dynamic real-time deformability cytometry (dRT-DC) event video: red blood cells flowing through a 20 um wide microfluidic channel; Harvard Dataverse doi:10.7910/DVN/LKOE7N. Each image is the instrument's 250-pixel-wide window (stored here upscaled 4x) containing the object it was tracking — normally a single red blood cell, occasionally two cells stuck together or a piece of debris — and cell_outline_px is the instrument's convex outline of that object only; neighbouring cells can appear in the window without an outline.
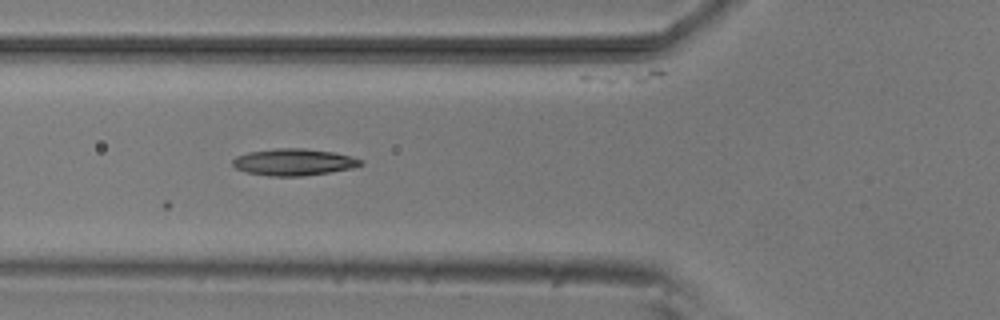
{"species": "common noctule bat (a hibernating species)", "species_latin": "Nyctalus noctula", "temperature_condition": "room temperature", "stored_images_in_passage": 26, "camera_frame_rate_fps": 3000, "um_per_image_px": 0.085, "animal": {"sex": "male", "body_mass_g": 20.5, "forearm_length_mm": 52.5}, "frame": {"image": 1, "passage_image": 5, "time_ms": 1.333, "image_size_px": [1000, 320], "cell_outline_px": [[364, 164], [352, 168], [328, 172], [300, 176], [268, 176], [244, 172], [236, 168], [232, 164], [232, 160], [236, 156], [248, 152], [276, 148], [304, 148], [332, 152], [352, 156], [360, 160]], "centroid_in_image_um": [24.92, 13.77], "position_along_channel_um": 100.9, "area_um2": 19.94}}
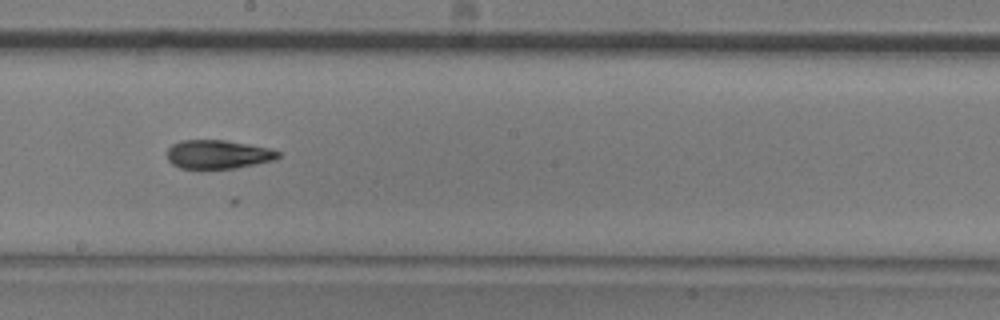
{"frame": {"image": 2, "passage_image": 15, "time_ms": 4.667, "image_size_px": [1000, 320], "cell_outline_px": [[280, 156], [276, 160], [236, 168], [180, 168], [172, 164], [168, 160], [168, 148], [172, 144], [180, 140], [224, 140], [248, 144], [268, 148], [280, 152]], "centroid_in_image_um": [18.54, 13.12], "position_along_channel_um": 229.7, "area_um2": 18.55}}
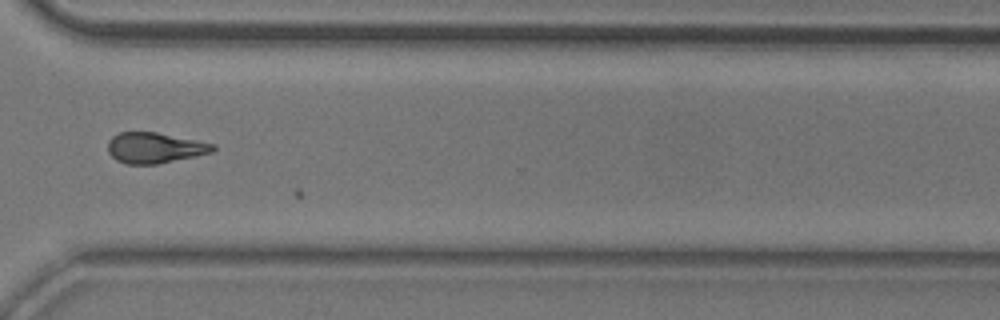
{"frame": {"image": 3, "passage_image": 25, "time_ms": 8.0, "image_size_px": [1000, 320], "cell_outline_px": [[216, 148], [212, 152], [196, 156], [156, 164], [124, 164], [116, 160], [108, 152], [108, 140], [112, 136], [120, 132], [156, 132], [216, 144]], "centroid_in_image_um": [13.14, 12.56], "position_along_channel_um": 357.5, "area_um2": 18.79}}